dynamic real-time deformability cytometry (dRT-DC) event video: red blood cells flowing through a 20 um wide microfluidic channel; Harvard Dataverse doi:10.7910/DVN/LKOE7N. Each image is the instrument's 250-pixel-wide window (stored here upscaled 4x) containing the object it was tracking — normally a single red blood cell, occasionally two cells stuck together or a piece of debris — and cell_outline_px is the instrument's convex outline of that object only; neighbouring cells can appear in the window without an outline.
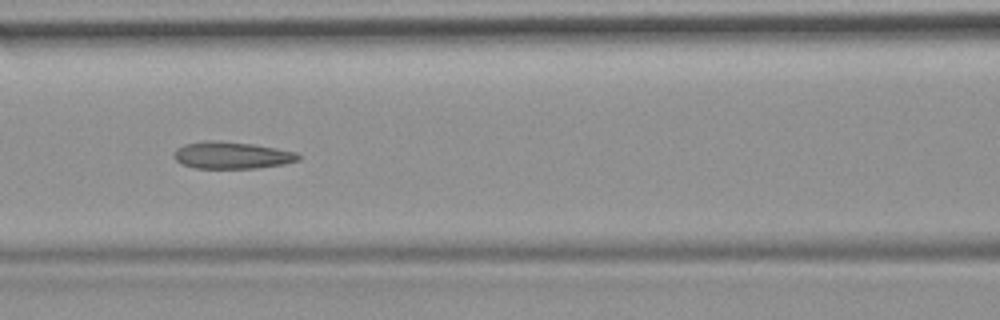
{"species": "common noctule bat (a hibernating species)", "species_latin": "Nyctalus noctula", "temperature_condition": "room temperature", "stored_images_in_passage": 54, "camera_frame_rate_fps": 3000, "um_per_image_px": 0.085, "animal": {"sex": "female", "body_mass_g": 19.9}, "frame": {"image": 1, "passage_image": 24, "time_ms": 7.667, "image_size_px": [1000, 320], "cell_outline_px": [[300, 160], [284, 164], [256, 168], [196, 168], [184, 164], [176, 160], [172, 156], [176, 148], [184, 144], [204, 140], [216, 140], [252, 144], [276, 148], [296, 152], [300, 156]], "centroid_in_image_um": [19.69, 13.19], "position_along_channel_um": 146.9, "area_um2": 19.59}, "authors_computed_cell_mechanics": {"area_um2": 20.2589, "velocity_mm_per_s": 3.7658, "shape_relaxation_time_tau1_ms": null, "shape_relaxation_time_tau2_ms": 2.4753, "deformation_change_tau1": null, "deformation_change_tau2": 0.1185}}